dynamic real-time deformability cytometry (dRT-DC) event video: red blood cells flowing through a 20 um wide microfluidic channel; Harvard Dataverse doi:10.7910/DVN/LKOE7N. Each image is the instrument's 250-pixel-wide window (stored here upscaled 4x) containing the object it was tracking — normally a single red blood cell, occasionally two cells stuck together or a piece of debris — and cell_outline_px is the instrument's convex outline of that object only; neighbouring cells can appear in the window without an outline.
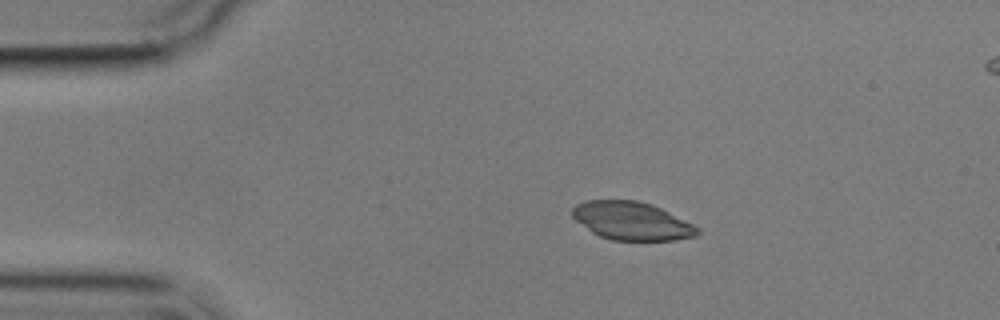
{"species": "common noctule bat (a hibernating species)", "species_latin": "Nyctalus noctula", "temperature_condition": "cold", "stored_images_in_passage": 3, "segment_of_instrument_passage": [1, 2], "camera_frame_rate_fps": 3000, "um_per_image_px": 0.085, "animal": {"sex": "male", "body_mass_g": 17.9}, "frame": {"image": 1, "passage_image": 1, "time_ms": 0.0, "image_size_px": [1000, 320], "cell_outline_px": [[700, 232], [696, 236], [676, 240], [612, 240], [600, 236], [592, 232], [576, 220], [572, 216], [572, 208], [576, 204], [588, 200], [636, 200], [652, 204], [700, 228]], "centroid_in_image_um": [53.7, 18.78], "position_along_channel_um": 31.3, "area_um2": 27.63}}